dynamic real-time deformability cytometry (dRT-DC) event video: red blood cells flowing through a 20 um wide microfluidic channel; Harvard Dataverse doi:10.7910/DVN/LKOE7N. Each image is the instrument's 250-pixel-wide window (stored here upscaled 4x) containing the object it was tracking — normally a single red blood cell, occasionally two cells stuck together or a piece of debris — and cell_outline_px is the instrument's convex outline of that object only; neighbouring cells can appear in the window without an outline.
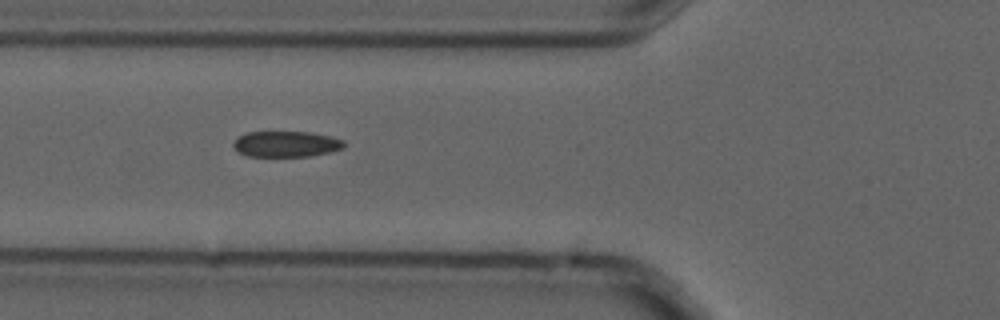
{"species": "common noctule bat (a hibernating species)", "species_latin": "Nyctalus noctula", "temperature_condition": "cold", "stored_images_in_passage": 12, "camera_frame_rate_fps": 3000, "um_per_image_px": 0.085, "animal": {"sex": "male", "forearm_length_mm": 52.5}, "frame": {"image": 1, "passage_image": 3, "time_ms": 0.667, "image_size_px": [1000, 320], "cell_outline_px": [[344, 148], [332, 152], [312, 156], [248, 156], [236, 152], [232, 144], [240, 136], [248, 132], [308, 132], [328, 136], [344, 140]], "centroid_in_image_um": [24.33, 12.25], "position_along_channel_um": 101.5, "area_um2": 16.65}}
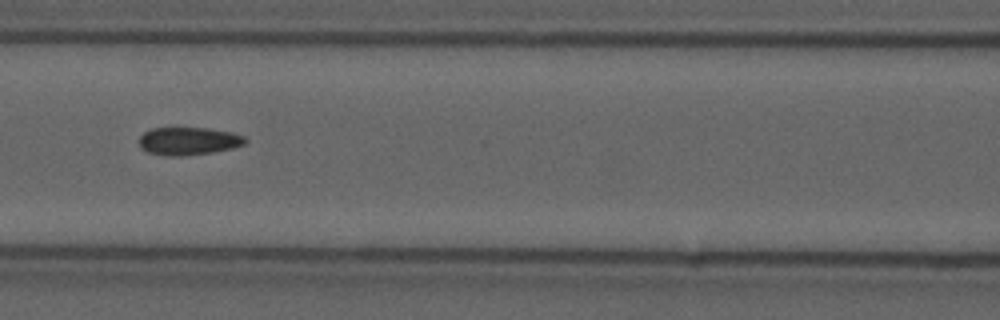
{"frame": {"image": 2, "passage_image": 4, "time_ms": 1.0, "image_size_px": [1000, 320], "cell_outline_px": [[248, 140], [244, 144], [232, 148], [212, 152], [184, 156], [168, 156], [148, 152], [140, 148], [140, 136], [144, 132], [152, 128], [208, 128], [232, 132], [244, 136]], "centroid_in_image_um": [16.03, 11.99], "position_along_channel_um": 150.6, "area_um2": 17.22}}
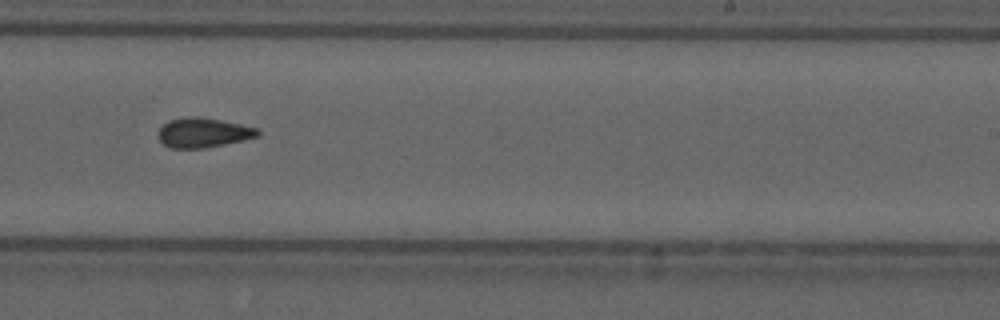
{"frame": {"image": 3, "passage_image": 7, "time_ms": 2.0, "image_size_px": [1000, 320], "cell_outline_px": [[260, 136], [244, 140], [204, 148], [172, 148], [164, 144], [160, 140], [160, 128], [168, 120], [188, 116], [196, 116], [220, 120], [240, 124], [256, 128], [260, 132]], "centroid_in_image_um": [17.3, 11.27], "position_along_channel_um": 271.7, "area_um2": 16.99}}